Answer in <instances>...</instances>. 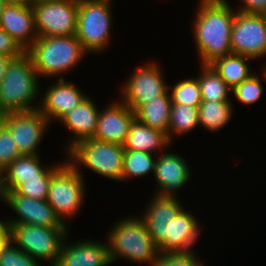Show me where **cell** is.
<instances>
[{
    "instance_id": "cell-42",
    "label": "cell",
    "mask_w": 266,
    "mask_h": 266,
    "mask_svg": "<svg viewBox=\"0 0 266 266\" xmlns=\"http://www.w3.org/2000/svg\"><path fill=\"white\" fill-rule=\"evenodd\" d=\"M5 113L0 109V126L3 124Z\"/></svg>"
},
{
    "instance_id": "cell-4",
    "label": "cell",
    "mask_w": 266,
    "mask_h": 266,
    "mask_svg": "<svg viewBox=\"0 0 266 266\" xmlns=\"http://www.w3.org/2000/svg\"><path fill=\"white\" fill-rule=\"evenodd\" d=\"M107 233L109 257L112 264L118 260L153 266L159 254V248L149 235L140 216L120 218Z\"/></svg>"
},
{
    "instance_id": "cell-39",
    "label": "cell",
    "mask_w": 266,
    "mask_h": 266,
    "mask_svg": "<svg viewBox=\"0 0 266 266\" xmlns=\"http://www.w3.org/2000/svg\"><path fill=\"white\" fill-rule=\"evenodd\" d=\"M12 57H7L5 55L0 54V81L3 79L4 74L6 72V67L9 62V60Z\"/></svg>"
},
{
    "instance_id": "cell-5",
    "label": "cell",
    "mask_w": 266,
    "mask_h": 266,
    "mask_svg": "<svg viewBox=\"0 0 266 266\" xmlns=\"http://www.w3.org/2000/svg\"><path fill=\"white\" fill-rule=\"evenodd\" d=\"M124 153L123 145L92 138L75 144L65 155H68L67 162L82 176L85 167L105 179L122 181Z\"/></svg>"
},
{
    "instance_id": "cell-1",
    "label": "cell",
    "mask_w": 266,
    "mask_h": 266,
    "mask_svg": "<svg viewBox=\"0 0 266 266\" xmlns=\"http://www.w3.org/2000/svg\"><path fill=\"white\" fill-rule=\"evenodd\" d=\"M229 2L199 0L197 3L191 30L200 64H209L232 53L231 28L236 10Z\"/></svg>"
},
{
    "instance_id": "cell-12",
    "label": "cell",
    "mask_w": 266,
    "mask_h": 266,
    "mask_svg": "<svg viewBox=\"0 0 266 266\" xmlns=\"http://www.w3.org/2000/svg\"><path fill=\"white\" fill-rule=\"evenodd\" d=\"M231 51L254 60L266 56V15L236 12L231 28Z\"/></svg>"
},
{
    "instance_id": "cell-15",
    "label": "cell",
    "mask_w": 266,
    "mask_h": 266,
    "mask_svg": "<svg viewBox=\"0 0 266 266\" xmlns=\"http://www.w3.org/2000/svg\"><path fill=\"white\" fill-rule=\"evenodd\" d=\"M67 79H56L45 88L38 110L50 121L60 122L69 112L77 107L88 94Z\"/></svg>"
},
{
    "instance_id": "cell-24",
    "label": "cell",
    "mask_w": 266,
    "mask_h": 266,
    "mask_svg": "<svg viewBox=\"0 0 266 266\" xmlns=\"http://www.w3.org/2000/svg\"><path fill=\"white\" fill-rule=\"evenodd\" d=\"M254 59L239 54H229L214 59L209 65L215 70L219 77L233 89L242 81L248 79L252 74L250 62Z\"/></svg>"
},
{
    "instance_id": "cell-35",
    "label": "cell",
    "mask_w": 266,
    "mask_h": 266,
    "mask_svg": "<svg viewBox=\"0 0 266 266\" xmlns=\"http://www.w3.org/2000/svg\"><path fill=\"white\" fill-rule=\"evenodd\" d=\"M197 254L196 250L159 252L153 266H187Z\"/></svg>"
},
{
    "instance_id": "cell-34",
    "label": "cell",
    "mask_w": 266,
    "mask_h": 266,
    "mask_svg": "<svg viewBox=\"0 0 266 266\" xmlns=\"http://www.w3.org/2000/svg\"><path fill=\"white\" fill-rule=\"evenodd\" d=\"M22 156L9 130L0 126V173L15 159Z\"/></svg>"
},
{
    "instance_id": "cell-32",
    "label": "cell",
    "mask_w": 266,
    "mask_h": 266,
    "mask_svg": "<svg viewBox=\"0 0 266 266\" xmlns=\"http://www.w3.org/2000/svg\"><path fill=\"white\" fill-rule=\"evenodd\" d=\"M52 176L21 178V183L13 191H0V195H22L46 200Z\"/></svg>"
},
{
    "instance_id": "cell-7",
    "label": "cell",
    "mask_w": 266,
    "mask_h": 266,
    "mask_svg": "<svg viewBox=\"0 0 266 266\" xmlns=\"http://www.w3.org/2000/svg\"><path fill=\"white\" fill-rule=\"evenodd\" d=\"M85 179L67 161L52 175L46 201L68 226V221L82 211L87 194Z\"/></svg>"
},
{
    "instance_id": "cell-9",
    "label": "cell",
    "mask_w": 266,
    "mask_h": 266,
    "mask_svg": "<svg viewBox=\"0 0 266 266\" xmlns=\"http://www.w3.org/2000/svg\"><path fill=\"white\" fill-rule=\"evenodd\" d=\"M161 67L153 60L137 66L121 83L120 100L136 112L147 101L163 95L168 90V84Z\"/></svg>"
},
{
    "instance_id": "cell-43",
    "label": "cell",
    "mask_w": 266,
    "mask_h": 266,
    "mask_svg": "<svg viewBox=\"0 0 266 266\" xmlns=\"http://www.w3.org/2000/svg\"><path fill=\"white\" fill-rule=\"evenodd\" d=\"M4 6H5V3L3 2V0H0V16L3 11Z\"/></svg>"
},
{
    "instance_id": "cell-14",
    "label": "cell",
    "mask_w": 266,
    "mask_h": 266,
    "mask_svg": "<svg viewBox=\"0 0 266 266\" xmlns=\"http://www.w3.org/2000/svg\"><path fill=\"white\" fill-rule=\"evenodd\" d=\"M144 206L140 218L154 243L160 248L170 236L171 220L185 206L178 197L153 194Z\"/></svg>"
},
{
    "instance_id": "cell-36",
    "label": "cell",
    "mask_w": 266,
    "mask_h": 266,
    "mask_svg": "<svg viewBox=\"0 0 266 266\" xmlns=\"http://www.w3.org/2000/svg\"><path fill=\"white\" fill-rule=\"evenodd\" d=\"M26 50L12 38L7 32L0 29V54L7 57H17L25 53Z\"/></svg>"
},
{
    "instance_id": "cell-22",
    "label": "cell",
    "mask_w": 266,
    "mask_h": 266,
    "mask_svg": "<svg viewBox=\"0 0 266 266\" xmlns=\"http://www.w3.org/2000/svg\"><path fill=\"white\" fill-rule=\"evenodd\" d=\"M193 211L185 207L171 220L170 236L159 248V252L196 250L202 228L199 225V218H196ZM196 244V245H195Z\"/></svg>"
},
{
    "instance_id": "cell-26",
    "label": "cell",
    "mask_w": 266,
    "mask_h": 266,
    "mask_svg": "<svg viewBox=\"0 0 266 266\" xmlns=\"http://www.w3.org/2000/svg\"><path fill=\"white\" fill-rule=\"evenodd\" d=\"M234 101L213 102L202 100L198 107L199 124L210 133L225 128L234 114Z\"/></svg>"
},
{
    "instance_id": "cell-17",
    "label": "cell",
    "mask_w": 266,
    "mask_h": 266,
    "mask_svg": "<svg viewBox=\"0 0 266 266\" xmlns=\"http://www.w3.org/2000/svg\"><path fill=\"white\" fill-rule=\"evenodd\" d=\"M135 112L120 99L100 109L94 139L124 145Z\"/></svg>"
},
{
    "instance_id": "cell-11",
    "label": "cell",
    "mask_w": 266,
    "mask_h": 266,
    "mask_svg": "<svg viewBox=\"0 0 266 266\" xmlns=\"http://www.w3.org/2000/svg\"><path fill=\"white\" fill-rule=\"evenodd\" d=\"M3 125L9 130L22 155H39L50 121L37 109L5 113Z\"/></svg>"
},
{
    "instance_id": "cell-28",
    "label": "cell",
    "mask_w": 266,
    "mask_h": 266,
    "mask_svg": "<svg viewBox=\"0 0 266 266\" xmlns=\"http://www.w3.org/2000/svg\"><path fill=\"white\" fill-rule=\"evenodd\" d=\"M200 74L196 77L199 80L202 100L223 102L232 101L231 88L219 77L209 64H201Z\"/></svg>"
},
{
    "instance_id": "cell-38",
    "label": "cell",
    "mask_w": 266,
    "mask_h": 266,
    "mask_svg": "<svg viewBox=\"0 0 266 266\" xmlns=\"http://www.w3.org/2000/svg\"><path fill=\"white\" fill-rule=\"evenodd\" d=\"M10 241V225L7 219H0V251Z\"/></svg>"
},
{
    "instance_id": "cell-23",
    "label": "cell",
    "mask_w": 266,
    "mask_h": 266,
    "mask_svg": "<svg viewBox=\"0 0 266 266\" xmlns=\"http://www.w3.org/2000/svg\"><path fill=\"white\" fill-rule=\"evenodd\" d=\"M167 135L134 118L129 127L124 150L142 151L159 155L170 148ZM158 154H157V153Z\"/></svg>"
},
{
    "instance_id": "cell-2",
    "label": "cell",
    "mask_w": 266,
    "mask_h": 266,
    "mask_svg": "<svg viewBox=\"0 0 266 266\" xmlns=\"http://www.w3.org/2000/svg\"><path fill=\"white\" fill-rule=\"evenodd\" d=\"M40 86V77L27 52L11 58L0 81V109L4 113L37 110Z\"/></svg>"
},
{
    "instance_id": "cell-18",
    "label": "cell",
    "mask_w": 266,
    "mask_h": 266,
    "mask_svg": "<svg viewBox=\"0 0 266 266\" xmlns=\"http://www.w3.org/2000/svg\"><path fill=\"white\" fill-rule=\"evenodd\" d=\"M66 237L55 266H108L112 264L109 257L107 241L81 239L68 241Z\"/></svg>"
},
{
    "instance_id": "cell-13",
    "label": "cell",
    "mask_w": 266,
    "mask_h": 266,
    "mask_svg": "<svg viewBox=\"0 0 266 266\" xmlns=\"http://www.w3.org/2000/svg\"><path fill=\"white\" fill-rule=\"evenodd\" d=\"M1 202L12 209L17 216L9 217L10 228L18 224H30L48 228H68L56 215L46 200L22 195H1Z\"/></svg>"
},
{
    "instance_id": "cell-21",
    "label": "cell",
    "mask_w": 266,
    "mask_h": 266,
    "mask_svg": "<svg viewBox=\"0 0 266 266\" xmlns=\"http://www.w3.org/2000/svg\"><path fill=\"white\" fill-rule=\"evenodd\" d=\"M40 155H22L9 164L0 173V191H13L21 178L52 176L67 161L43 166Z\"/></svg>"
},
{
    "instance_id": "cell-31",
    "label": "cell",
    "mask_w": 266,
    "mask_h": 266,
    "mask_svg": "<svg viewBox=\"0 0 266 266\" xmlns=\"http://www.w3.org/2000/svg\"><path fill=\"white\" fill-rule=\"evenodd\" d=\"M261 75L253 73L248 79L242 81L240 84L236 85L231 90V96L235 98L234 100L244 105H252L258 102L262 98V93L264 86L262 85V80L266 81V68L262 66Z\"/></svg>"
},
{
    "instance_id": "cell-25",
    "label": "cell",
    "mask_w": 266,
    "mask_h": 266,
    "mask_svg": "<svg viewBox=\"0 0 266 266\" xmlns=\"http://www.w3.org/2000/svg\"><path fill=\"white\" fill-rule=\"evenodd\" d=\"M172 102L168 90L156 100L147 101L136 112L135 118L145 125L167 135Z\"/></svg>"
},
{
    "instance_id": "cell-3",
    "label": "cell",
    "mask_w": 266,
    "mask_h": 266,
    "mask_svg": "<svg viewBox=\"0 0 266 266\" xmlns=\"http://www.w3.org/2000/svg\"><path fill=\"white\" fill-rule=\"evenodd\" d=\"M37 74L41 77L64 79L77 68L88 54L75 35L41 36L26 50Z\"/></svg>"
},
{
    "instance_id": "cell-19",
    "label": "cell",
    "mask_w": 266,
    "mask_h": 266,
    "mask_svg": "<svg viewBox=\"0 0 266 266\" xmlns=\"http://www.w3.org/2000/svg\"><path fill=\"white\" fill-rule=\"evenodd\" d=\"M99 112L100 108L88 95L59 122L69 131V134L73 135L67 139L69 141L66 143V147L64 146L65 153L75 144L94 137Z\"/></svg>"
},
{
    "instance_id": "cell-30",
    "label": "cell",
    "mask_w": 266,
    "mask_h": 266,
    "mask_svg": "<svg viewBox=\"0 0 266 266\" xmlns=\"http://www.w3.org/2000/svg\"><path fill=\"white\" fill-rule=\"evenodd\" d=\"M168 92L172 103L198 108L202 102L199 80L196 76L179 80L174 85L168 84Z\"/></svg>"
},
{
    "instance_id": "cell-41",
    "label": "cell",
    "mask_w": 266,
    "mask_h": 266,
    "mask_svg": "<svg viewBox=\"0 0 266 266\" xmlns=\"http://www.w3.org/2000/svg\"><path fill=\"white\" fill-rule=\"evenodd\" d=\"M198 257L199 256L197 255L187 266H205L204 261Z\"/></svg>"
},
{
    "instance_id": "cell-6",
    "label": "cell",
    "mask_w": 266,
    "mask_h": 266,
    "mask_svg": "<svg viewBox=\"0 0 266 266\" xmlns=\"http://www.w3.org/2000/svg\"><path fill=\"white\" fill-rule=\"evenodd\" d=\"M113 0H78L76 38L84 50L98 54L107 51L113 27ZM112 26V27H111Z\"/></svg>"
},
{
    "instance_id": "cell-33",
    "label": "cell",
    "mask_w": 266,
    "mask_h": 266,
    "mask_svg": "<svg viewBox=\"0 0 266 266\" xmlns=\"http://www.w3.org/2000/svg\"><path fill=\"white\" fill-rule=\"evenodd\" d=\"M38 260L19 249L11 240L0 251V266H41Z\"/></svg>"
},
{
    "instance_id": "cell-29",
    "label": "cell",
    "mask_w": 266,
    "mask_h": 266,
    "mask_svg": "<svg viewBox=\"0 0 266 266\" xmlns=\"http://www.w3.org/2000/svg\"><path fill=\"white\" fill-rule=\"evenodd\" d=\"M157 155L142 151L125 150L123 156L122 182L132 178H143L150 173H155Z\"/></svg>"
},
{
    "instance_id": "cell-37",
    "label": "cell",
    "mask_w": 266,
    "mask_h": 266,
    "mask_svg": "<svg viewBox=\"0 0 266 266\" xmlns=\"http://www.w3.org/2000/svg\"><path fill=\"white\" fill-rule=\"evenodd\" d=\"M241 5L236 12L247 14H263L266 15V0H240Z\"/></svg>"
},
{
    "instance_id": "cell-20",
    "label": "cell",
    "mask_w": 266,
    "mask_h": 266,
    "mask_svg": "<svg viewBox=\"0 0 266 266\" xmlns=\"http://www.w3.org/2000/svg\"><path fill=\"white\" fill-rule=\"evenodd\" d=\"M0 29L27 50L38 38L32 4L5 5L0 16Z\"/></svg>"
},
{
    "instance_id": "cell-10",
    "label": "cell",
    "mask_w": 266,
    "mask_h": 266,
    "mask_svg": "<svg viewBox=\"0 0 266 266\" xmlns=\"http://www.w3.org/2000/svg\"><path fill=\"white\" fill-rule=\"evenodd\" d=\"M32 9L38 37L76 34L78 0H35Z\"/></svg>"
},
{
    "instance_id": "cell-40",
    "label": "cell",
    "mask_w": 266,
    "mask_h": 266,
    "mask_svg": "<svg viewBox=\"0 0 266 266\" xmlns=\"http://www.w3.org/2000/svg\"><path fill=\"white\" fill-rule=\"evenodd\" d=\"M5 5H30L33 0H3Z\"/></svg>"
},
{
    "instance_id": "cell-8",
    "label": "cell",
    "mask_w": 266,
    "mask_h": 266,
    "mask_svg": "<svg viewBox=\"0 0 266 266\" xmlns=\"http://www.w3.org/2000/svg\"><path fill=\"white\" fill-rule=\"evenodd\" d=\"M69 228L18 224L10 228V240L35 260L55 266Z\"/></svg>"
},
{
    "instance_id": "cell-16",
    "label": "cell",
    "mask_w": 266,
    "mask_h": 266,
    "mask_svg": "<svg viewBox=\"0 0 266 266\" xmlns=\"http://www.w3.org/2000/svg\"><path fill=\"white\" fill-rule=\"evenodd\" d=\"M185 159L182 155L171 152L168 148L157 155L154 194L180 198L176 192L188 184L192 176L191 167L189 168L188 161L186 162Z\"/></svg>"
},
{
    "instance_id": "cell-27",
    "label": "cell",
    "mask_w": 266,
    "mask_h": 266,
    "mask_svg": "<svg viewBox=\"0 0 266 266\" xmlns=\"http://www.w3.org/2000/svg\"><path fill=\"white\" fill-rule=\"evenodd\" d=\"M197 127H200L198 108L187 104L172 103L168 129L170 144L175 142L174 139L186 135Z\"/></svg>"
}]
</instances>
